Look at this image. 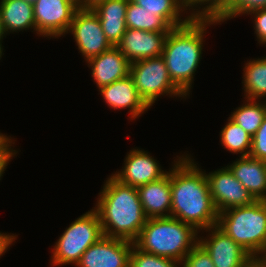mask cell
Returning <instances> with one entry per match:
<instances>
[{
    "label": "cell",
    "mask_w": 266,
    "mask_h": 267,
    "mask_svg": "<svg viewBox=\"0 0 266 267\" xmlns=\"http://www.w3.org/2000/svg\"><path fill=\"white\" fill-rule=\"evenodd\" d=\"M144 214L147 218L171 215L170 169L161 179L137 187Z\"/></svg>",
    "instance_id": "obj_17"
},
{
    "label": "cell",
    "mask_w": 266,
    "mask_h": 267,
    "mask_svg": "<svg viewBox=\"0 0 266 267\" xmlns=\"http://www.w3.org/2000/svg\"><path fill=\"white\" fill-rule=\"evenodd\" d=\"M205 175L218 213L234 207L249 206L256 201L227 166L205 172Z\"/></svg>",
    "instance_id": "obj_10"
},
{
    "label": "cell",
    "mask_w": 266,
    "mask_h": 267,
    "mask_svg": "<svg viewBox=\"0 0 266 267\" xmlns=\"http://www.w3.org/2000/svg\"><path fill=\"white\" fill-rule=\"evenodd\" d=\"M78 6L84 1V0H73Z\"/></svg>",
    "instance_id": "obj_40"
},
{
    "label": "cell",
    "mask_w": 266,
    "mask_h": 267,
    "mask_svg": "<svg viewBox=\"0 0 266 267\" xmlns=\"http://www.w3.org/2000/svg\"><path fill=\"white\" fill-rule=\"evenodd\" d=\"M209 232L206 237L198 235V242L209 253L215 267H240L252 256L217 226L201 230Z\"/></svg>",
    "instance_id": "obj_13"
},
{
    "label": "cell",
    "mask_w": 266,
    "mask_h": 267,
    "mask_svg": "<svg viewBox=\"0 0 266 267\" xmlns=\"http://www.w3.org/2000/svg\"><path fill=\"white\" fill-rule=\"evenodd\" d=\"M129 0H105L93 11L98 15L106 39L116 46L122 39L127 27L125 16Z\"/></svg>",
    "instance_id": "obj_19"
},
{
    "label": "cell",
    "mask_w": 266,
    "mask_h": 267,
    "mask_svg": "<svg viewBox=\"0 0 266 267\" xmlns=\"http://www.w3.org/2000/svg\"><path fill=\"white\" fill-rule=\"evenodd\" d=\"M16 140H13V138L8 137L1 145H0V180L5 173L4 171L6 170V166H8L9 162L11 159L18 153L16 151L13 145L15 144ZM13 144V145H12Z\"/></svg>",
    "instance_id": "obj_32"
},
{
    "label": "cell",
    "mask_w": 266,
    "mask_h": 267,
    "mask_svg": "<svg viewBox=\"0 0 266 267\" xmlns=\"http://www.w3.org/2000/svg\"><path fill=\"white\" fill-rule=\"evenodd\" d=\"M266 116V100L245 99L229 118L253 136Z\"/></svg>",
    "instance_id": "obj_24"
},
{
    "label": "cell",
    "mask_w": 266,
    "mask_h": 267,
    "mask_svg": "<svg viewBox=\"0 0 266 267\" xmlns=\"http://www.w3.org/2000/svg\"><path fill=\"white\" fill-rule=\"evenodd\" d=\"M105 0H84L78 7L81 9H93Z\"/></svg>",
    "instance_id": "obj_34"
},
{
    "label": "cell",
    "mask_w": 266,
    "mask_h": 267,
    "mask_svg": "<svg viewBox=\"0 0 266 267\" xmlns=\"http://www.w3.org/2000/svg\"><path fill=\"white\" fill-rule=\"evenodd\" d=\"M168 33L127 28L116 47L131 62L160 57Z\"/></svg>",
    "instance_id": "obj_14"
},
{
    "label": "cell",
    "mask_w": 266,
    "mask_h": 267,
    "mask_svg": "<svg viewBox=\"0 0 266 267\" xmlns=\"http://www.w3.org/2000/svg\"><path fill=\"white\" fill-rule=\"evenodd\" d=\"M219 24L211 19H191L183 26L173 28L167 35L162 57L173 83L186 95L194 81L202 59L207 27Z\"/></svg>",
    "instance_id": "obj_3"
},
{
    "label": "cell",
    "mask_w": 266,
    "mask_h": 267,
    "mask_svg": "<svg viewBox=\"0 0 266 267\" xmlns=\"http://www.w3.org/2000/svg\"><path fill=\"white\" fill-rule=\"evenodd\" d=\"M68 33L72 34L76 46L86 62L112 47L105 37L99 17L93 9L79 8L73 17Z\"/></svg>",
    "instance_id": "obj_9"
},
{
    "label": "cell",
    "mask_w": 266,
    "mask_h": 267,
    "mask_svg": "<svg viewBox=\"0 0 266 267\" xmlns=\"http://www.w3.org/2000/svg\"><path fill=\"white\" fill-rule=\"evenodd\" d=\"M148 153L138 148L130 150L124 159V167L112 175L135 188L161 179L168 171L162 170L160 163Z\"/></svg>",
    "instance_id": "obj_12"
},
{
    "label": "cell",
    "mask_w": 266,
    "mask_h": 267,
    "mask_svg": "<svg viewBox=\"0 0 266 267\" xmlns=\"http://www.w3.org/2000/svg\"><path fill=\"white\" fill-rule=\"evenodd\" d=\"M257 257L260 259L262 265L266 267V245Z\"/></svg>",
    "instance_id": "obj_36"
},
{
    "label": "cell",
    "mask_w": 266,
    "mask_h": 267,
    "mask_svg": "<svg viewBox=\"0 0 266 267\" xmlns=\"http://www.w3.org/2000/svg\"><path fill=\"white\" fill-rule=\"evenodd\" d=\"M17 237L18 235H14L13 233L7 234L0 232V258L9 250L13 242L17 240Z\"/></svg>",
    "instance_id": "obj_33"
},
{
    "label": "cell",
    "mask_w": 266,
    "mask_h": 267,
    "mask_svg": "<svg viewBox=\"0 0 266 267\" xmlns=\"http://www.w3.org/2000/svg\"><path fill=\"white\" fill-rule=\"evenodd\" d=\"M131 2L146 8V10L161 16L172 28L183 26L188 23L192 18L187 14L188 1L187 0H130ZM184 12V13H183ZM183 13V14H182ZM182 18V19H181Z\"/></svg>",
    "instance_id": "obj_21"
},
{
    "label": "cell",
    "mask_w": 266,
    "mask_h": 267,
    "mask_svg": "<svg viewBox=\"0 0 266 267\" xmlns=\"http://www.w3.org/2000/svg\"><path fill=\"white\" fill-rule=\"evenodd\" d=\"M133 241L103 236L83 254L76 267H129Z\"/></svg>",
    "instance_id": "obj_11"
},
{
    "label": "cell",
    "mask_w": 266,
    "mask_h": 267,
    "mask_svg": "<svg viewBox=\"0 0 266 267\" xmlns=\"http://www.w3.org/2000/svg\"><path fill=\"white\" fill-rule=\"evenodd\" d=\"M183 267H215L209 253L198 242L182 261Z\"/></svg>",
    "instance_id": "obj_29"
},
{
    "label": "cell",
    "mask_w": 266,
    "mask_h": 267,
    "mask_svg": "<svg viewBox=\"0 0 266 267\" xmlns=\"http://www.w3.org/2000/svg\"><path fill=\"white\" fill-rule=\"evenodd\" d=\"M249 156L266 161V116L257 132L252 136V147Z\"/></svg>",
    "instance_id": "obj_30"
},
{
    "label": "cell",
    "mask_w": 266,
    "mask_h": 267,
    "mask_svg": "<svg viewBox=\"0 0 266 267\" xmlns=\"http://www.w3.org/2000/svg\"><path fill=\"white\" fill-rule=\"evenodd\" d=\"M251 15L254 21V34H256L257 42L263 44L266 41V9L255 10L248 14Z\"/></svg>",
    "instance_id": "obj_31"
},
{
    "label": "cell",
    "mask_w": 266,
    "mask_h": 267,
    "mask_svg": "<svg viewBox=\"0 0 266 267\" xmlns=\"http://www.w3.org/2000/svg\"><path fill=\"white\" fill-rule=\"evenodd\" d=\"M5 35L7 34L4 31V27H3L1 16H0V40H3V37H6Z\"/></svg>",
    "instance_id": "obj_37"
},
{
    "label": "cell",
    "mask_w": 266,
    "mask_h": 267,
    "mask_svg": "<svg viewBox=\"0 0 266 267\" xmlns=\"http://www.w3.org/2000/svg\"><path fill=\"white\" fill-rule=\"evenodd\" d=\"M104 236L100 218L95 209H91L76 218L55 242L51 266L76 265L82 254Z\"/></svg>",
    "instance_id": "obj_6"
},
{
    "label": "cell",
    "mask_w": 266,
    "mask_h": 267,
    "mask_svg": "<svg viewBox=\"0 0 266 267\" xmlns=\"http://www.w3.org/2000/svg\"><path fill=\"white\" fill-rule=\"evenodd\" d=\"M216 226L252 257H257L266 245V201L218 213Z\"/></svg>",
    "instance_id": "obj_5"
},
{
    "label": "cell",
    "mask_w": 266,
    "mask_h": 267,
    "mask_svg": "<svg viewBox=\"0 0 266 267\" xmlns=\"http://www.w3.org/2000/svg\"><path fill=\"white\" fill-rule=\"evenodd\" d=\"M78 9L73 0H37L33 4L35 34L50 39L65 36Z\"/></svg>",
    "instance_id": "obj_8"
},
{
    "label": "cell",
    "mask_w": 266,
    "mask_h": 267,
    "mask_svg": "<svg viewBox=\"0 0 266 267\" xmlns=\"http://www.w3.org/2000/svg\"><path fill=\"white\" fill-rule=\"evenodd\" d=\"M3 47L4 46H2V40H0V60H1V58H2V56L4 55V53H3Z\"/></svg>",
    "instance_id": "obj_39"
},
{
    "label": "cell",
    "mask_w": 266,
    "mask_h": 267,
    "mask_svg": "<svg viewBox=\"0 0 266 267\" xmlns=\"http://www.w3.org/2000/svg\"><path fill=\"white\" fill-rule=\"evenodd\" d=\"M0 16L6 34L29 29L36 32L33 4L25 0H0Z\"/></svg>",
    "instance_id": "obj_20"
},
{
    "label": "cell",
    "mask_w": 266,
    "mask_h": 267,
    "mask_svg": "<svg viewBox=\"0 0 266 267\" xmlns=\"http://www.w3.org/2000/svg\"><path fill=\"white\" fill-rule=\"evenodd\" d=\"M199 233L175 217L147 218L133 243L144 252L182 262L198 243Z\"/></svg>",
    "instance_id": "obj_4"
},
{
    "label": "cell",
    "mask_w": 266,
    "mask_h": 267,
    "mask_svg": "<svg viewBox=\"0 0 266 267\" xmlns=\"http://www.w3.org/2000/svg\"><path fill=\"white\" fill-rule=\"evenodd\" d=\"M129 75L140 97L150 108L164 95L171 98H187L170 79L162 56L131 63Z\"/></svg>",
    "instance_id": "obj_7"
},
{
    "label": "cell",
    "mask_w": 266,
    "mask_h": 267,
    "mask_svg": "<svg viewBox=\"0 0 266 267\" xmlns=\"http://www.w3.org/2000/svg\"><path fill=\"white\" fill-rule=\"evenodd\" d=\"M8 137H10V136H7V134L5 135V134H2L1 132H0V145L8 138Z\"/></svg>",
    "instance_id": "obj_38"
},
{
    "label": "cell",
    "mask_w": 266,
    "mask_h": 267,
    "mask_svg": "<svg viewBox=\"0 0 266 267\" xmlns=\"http://www.w3.org/2000/svg\"><path fill=\"white\" fill-rule=\"evenodd\" d=\"M259 9H266V0H233L232 5L216 21L221 24Z\"/></svg>",
    "instance_id": "obj_28"
},
{
    "label": "cell",
    "mask_w": 266,
    "mask_h": 267,
    "mask_svg": "<svg viewBox=\"0 0 266 267\" xmlns=\"http://www.w3.org/2000/svg\"><path fill=\"white\" fill-rule=\"evenodd\" d=\"M264 45V47H266V41L262 44V46ZM264 58H266V56L264 57Z\"/></svg>",
    "instance_id": "obj_42"
},
{
    "label": "cell",
    "mask_w": 266,
    "mask_h": 267,
    "mask_svg": "<svg viewBox=\"0 0 266 267\" xmlns=\"http://www.w3.org/2000/svg\"><path fill=\"white\" fill-rule=\"evenodd\" d=\"M243 68L244 99L265 100L266 97V58L258 57L245 62Z\"/></svg>",
    "instance_id": "obj_22"
},
{
    "label": "cell",
    "mask_w": 266,
    "mask_h": 267,
    "mask_svg": "<svg viewBox=\"0 0 266 267\" xmlns=\"http://www.w3.org/2000/svg\"><path fill=\"white\" fill-rule=\"evenodd\" d=\"M232 2L233 0H189V13L192 19L217 20Z\"/></svg>",
    "instance_id": "obj_26"
},
{
    "label": "cell",
    "mask_w": 266,
    "mask_h": 267,
    "mask_svg": "<svg viewBox=\"0 0 266 267\" xmlns=\"http://www.w3.org/2000/svg\"><path fill=\"white\" fill-rule=\"evenodd\" d=\"M126 27L150 32L169 33L173 28L155 13L146 10L130 0L125 16Z\"/></svg>",
    "instance_id": "obj_23"
},
{
    "label": "cell",
    "mask_w": 266,
    "mask_h": 267,
    "mask_svg": "<svg viewBox=\"0 0 266 267\" xmlns=\"http://www.w3.org/2000/svg\"><path fill=\"white\" fill-rule=\"evenodd\" d=\"M86 63L91 68V76L98 89L126 78L131 65V62L116 46H112Z\"/></svg>",
    "instance_id": "obj_16"
},
{
    "label": "cell",
    "mask_w": 266,
    "mask_h": 267,
    "mask_svg": "<svg viewBox=\"0 0 266 267\" xmlns=\"http://www.w3.org/2000/svg\"><path fill=\"white\" fill-rule=\"evenodd\" d=\"M227 167L256 201H266V161L239 156Z\"/></svg>",
    "instance_id": "obj_18"
},
{
    "label": "cell",
    "mask_w": 266,
    "mask_h": 267,
    "mask_svg": "<svg viewBox=\"0 0 266 267\" xmlns=\"http://www.w3.org/2000/svg\"><path fill=\"white\" fill-rule=\"evenodd\" d=\"M26 2H29L31 4H34L37 0H25Z\"/></svg>",
    "instance_id": "obj_41"
},
{
    "label": "cell",
    "mask_w": 266,
    "mask_h": 267,
    "mask_svg": "<svg viewBox=\"0 0 266 267\" xmlns=\"http://www.w3.org/2000/svg\"><path fill=\"white\" fill-rule=\"evenodd\" d=\"M95 207L104 236L134 241L146 223L137 188L112 174L105 180Z\"/></svg>",
    "instance_id": "obj_2"
},
{
    "label": "cell",
    "mask_w": 266,
    "mask_h": 267,
    "mask_svg": "<svg viewBox=\"0 0 266 267\" xmlns=\"http://www.w3.org/2000/svg\"><path fill=\"white\" fill-rule=\"evenodd\" d=\"M178 156L170 168L171 217L192 225L198 232L216 226L218 212L212 201L204 169L193 156Z\"/></svg>",
    "instance_id": "obj_1"
},
{
    "label": "cell",
    "mask_w": 266,
    "mask_h": 267,
    "mask_svg": "<svg viewBox=\"0 0 266 267\" xmlns=\"http://www.w3.org/2000/svg\"><path fill=\"white\" fill-rule=\"evenodd\" d=\"M240 267H264L258 257H251Z\"/></svg>",
    "instance_id": "obj_35"
},
{
    "label": "cell",
    "mask_w": 266,
    "mask_h": 267,
    "mask_svg": "<svg viewBox=\"0 0 266 267\" xmlns=\"http://www.w3.org/2000/svg\"><path fill=\"white\" fill-rule=\"evenodd\" d=\"M105 103L114 110L129 109L130 120H135L150 108L140 97L133 79L126 78L114 81L98 90Z\"/></svg>",
    "instance_id": "obj_15"
},
{
    "label": "cell",
    "mask_w": 266,
    "mask_h": 267,
    "mask_svg": "<svg viewBox=\"0 0 266 267\" xmlns=\"http://www.w3.org/2000/svg\"><path fill=\"white\" fill-rule=\"evenodd\" d=\"M129 267H183V264L166 257L144 252L133 245L130 252Z\"/></svg>",
    "instance_id": "obj_27"
},
{
    "label": "cell",
    "mask_w": 266,
    "mask_h": 267,
    "mask_svg": "<svg viewBox=\"0 0 266 267\" xmlns=\"http://www.w3.org/2000/svg\"><path fill=\"white\" fill-rule=\"evenodd\" d=\"M220 143L233 154L249 156L252 147V136L229 117L226 125L220 131Z\"/></svg>",
    "instance_id": "obj_25"
}]
</instances>
